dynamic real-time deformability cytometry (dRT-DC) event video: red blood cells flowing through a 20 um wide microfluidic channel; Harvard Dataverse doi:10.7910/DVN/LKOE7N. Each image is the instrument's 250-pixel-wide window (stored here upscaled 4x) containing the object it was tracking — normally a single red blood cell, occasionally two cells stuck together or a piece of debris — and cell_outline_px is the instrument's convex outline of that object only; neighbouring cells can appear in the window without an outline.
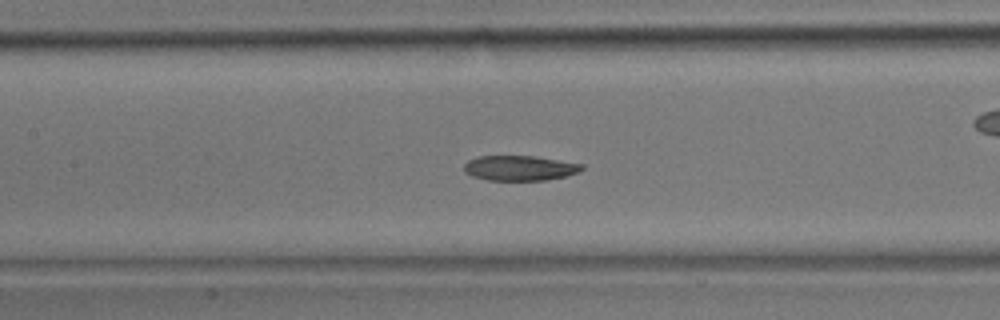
{"species": "common noctule bat (a hibernating species)", "species_latin": "Nyctalus noctula", "temperature_condition": "room temperature", "stored_images_in_passage": 41, "camera_frame_rate_fps": 3000, "um_per_image_px": 0.085, "animal": {"sex": "male", "body_mass_g": 17.9}, "frame": {"image": 1, "passage_image": 18, "time_ms": 5.667, "image_size_px": [1000, 320], "cell_outline_px": [[584, 168], [580, 172], [568, 176], [548, 180], [488, 180], [472, 176], [464, 172], [464, 164], [468, 160], [476, 156], [536, 156], [584, 164]], "centroid_in_image_um": [44.21, 14.28], "position_along_channel_um": 163.2, "area_um2": 17.46}}
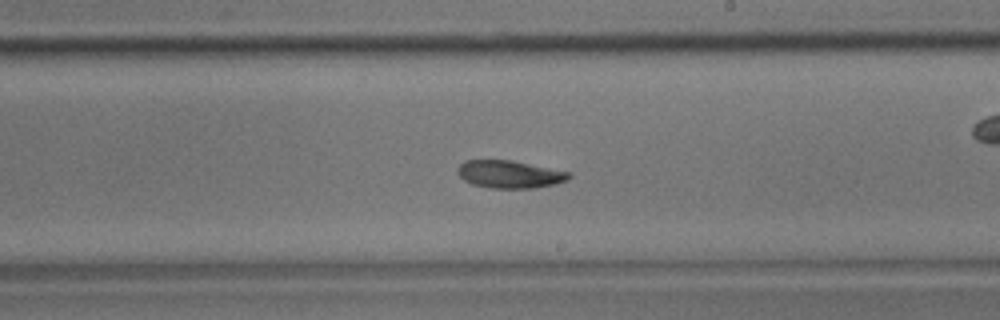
{"frame": {"image": 2, "passage_image": 23, "time_ms": 7.333, "image_size_px": [1000, 320], "cell_outline_px": [[572, 176], [568, 180], [556, 184], [532, 188], [492, 188], [472, 184], [464, 180], [456, 172], [456, 168], [464, 160], [512, 160], [572, 172]], "centroid_in_image_um": [43.34, 14.8], "position_along_channel_um": 245.7, "area_um2": 18.15}}